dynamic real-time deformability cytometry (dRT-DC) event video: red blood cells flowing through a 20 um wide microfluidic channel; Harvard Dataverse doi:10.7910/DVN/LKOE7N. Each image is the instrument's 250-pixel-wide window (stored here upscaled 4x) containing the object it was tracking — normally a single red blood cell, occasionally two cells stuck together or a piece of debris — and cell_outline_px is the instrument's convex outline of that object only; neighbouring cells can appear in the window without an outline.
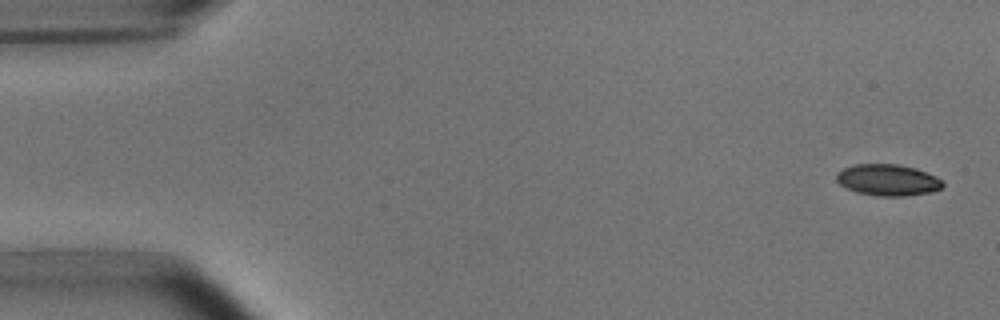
{"species": "common noctule bat (a hibernating species)", "species_latin": "Nyctalus noctula", "temperature_condition": "room temperature", "stored_images_in_passage": 9, "camera_frame_rate_fps": 3000, "um_per_image_px": 0.085, "animal": {"sex": "male", "body_mass_g": 15.6}, "frame": {"image": 1, "passage_image": 1, "time_ms": 0.0, "image_size_px": [1000, 320], "cell_outline_px": [[944, 184], [940, 188], [932, 192], [904, 196], [876, 196], [856, 192], [840, 184], [836, 180], [836, 172], [844, 168], [856, 164], [896, 164], [916, 168], [936, 176], [944, 180]], "centroid_in_image_um": [75.47, 15.3], "position_along_channel_um": 9.5, "area_um2": 19.54}}
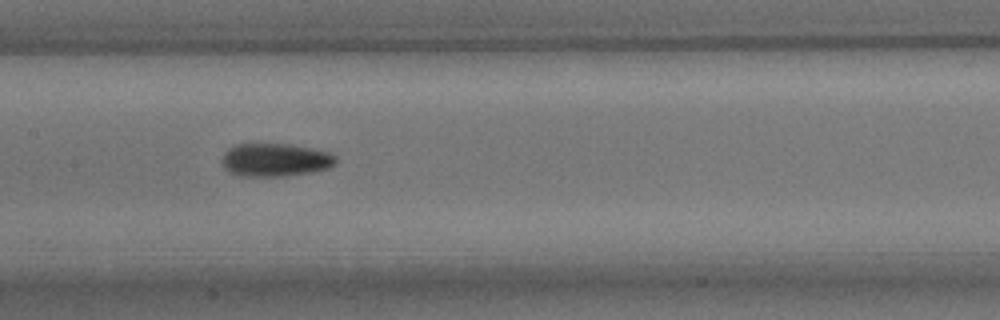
{"frame": {"image": 2, "passage_image": 8, "time_ms": 8.0, "image_size_px": [1000, 320], "cell_outline_px": [[336, 164], [328, 168], [312, 172], [284, 176], [236, 176], [224, 168], [220, 164], [220, 160], [224, 152], [228, 148], [236, 144], [288, 144], [328, 152], [336, 156]], "centroid_in_image_um": [23.33, 13.6], "position_along_channel_um": 184.1, "area_um2": 22.14}}
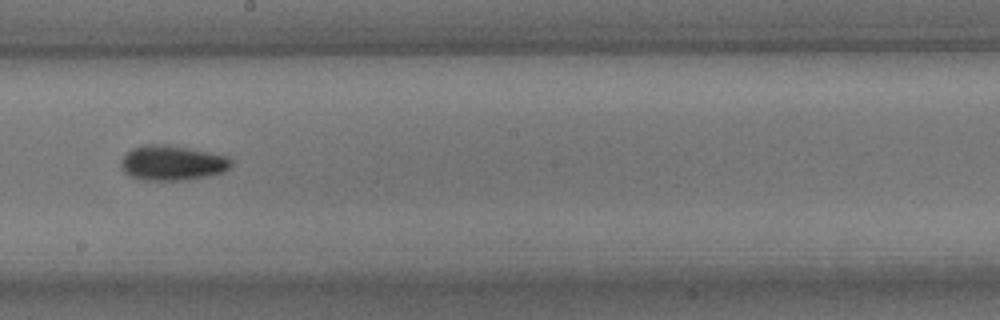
{"frame": {"image": 3, "passage_image": 9, "time_ms": 9.333, "image_size_px": [1000, 320], "cell_outline_px": [[232, 164], [224, 172], [208, 176], [184, 180], [144, 180], [128, 176], [120, 168], [120, 160], [132, 148], [140, 144], [168, 144], [228, 156], [232, 160]], "centroid_in_image_um": [14.61, 13.84], "position_along_channel_um": 233.6, "area_um2": 22.72}}